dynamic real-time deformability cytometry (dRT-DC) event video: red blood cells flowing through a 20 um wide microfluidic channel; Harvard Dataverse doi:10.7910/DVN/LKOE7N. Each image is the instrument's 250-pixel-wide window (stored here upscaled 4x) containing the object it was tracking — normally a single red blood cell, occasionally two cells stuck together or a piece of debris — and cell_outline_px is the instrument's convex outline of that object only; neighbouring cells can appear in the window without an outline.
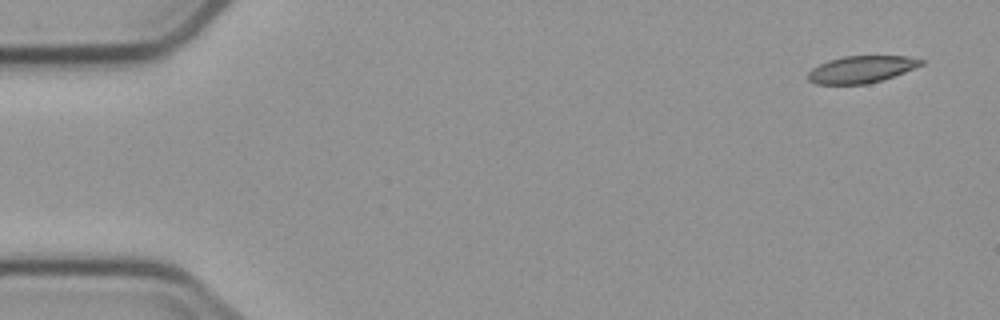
{"species": "common noctule bat (a hibernating species)", "species_latin": "Nyctalus noctula", "temperature_condition": "cold", "stored_images_in_passage": 4, "camera_frame_rate_fps": 3000, "um_per_image_px": 0.085, "animal": {"sex": "male", "body_mass_g": 23.1, "forearm_length_mm": 52.7}, "frame": {"image": 1, "passage_image": 1, "time_ms": 0.0, "image_size_px": [1000, 320], "cell_outline_px": [[924, 64], [904, 72], [868, 84], [816, 84], [808, 80], [808, 72], [812, 68], [828, 60], [844, 56], [908, 56], [924, 60]], "centroid_in_image_um": [73.2, 5.89], "position_along_channel_um": 11.8, "area_um2": 17.69}}